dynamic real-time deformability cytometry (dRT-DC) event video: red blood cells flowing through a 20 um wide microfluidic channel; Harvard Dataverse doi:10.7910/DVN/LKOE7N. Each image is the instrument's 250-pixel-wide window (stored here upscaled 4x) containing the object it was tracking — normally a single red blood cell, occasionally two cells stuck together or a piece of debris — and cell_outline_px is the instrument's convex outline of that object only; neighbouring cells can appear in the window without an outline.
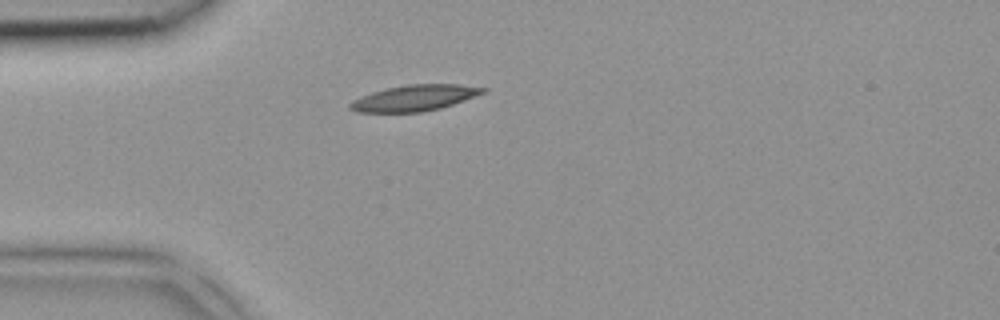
{"species": "common noctule bat (a hibernating species)", "species_latin": "Nyctalus noctula", "temperature_condition": "room temperature", "stored_images_in_passage": 1, "camera_frame_rate_fps": 3000, "um_per_image_px": 0.085, "animal": {"sex": "female", "body_mass_g": 18.4}, "frame": {"image": 1, "passage_image": 1, "time_ms": 0.0, "image_size_px": [1000, 320], "cell_outline_px": [[488, 88], [484, 92], [464, 100], [440, 108], [420, 112], [356, 112], [348, 108], [348, 104], [352, 100], [372, 92], [388, 88], [408, 84], [460, 84]], "centroid_in_image_um": [35.2, 8.32], "position_along_channel_um": 49.8, "area_um2": 19.94}}